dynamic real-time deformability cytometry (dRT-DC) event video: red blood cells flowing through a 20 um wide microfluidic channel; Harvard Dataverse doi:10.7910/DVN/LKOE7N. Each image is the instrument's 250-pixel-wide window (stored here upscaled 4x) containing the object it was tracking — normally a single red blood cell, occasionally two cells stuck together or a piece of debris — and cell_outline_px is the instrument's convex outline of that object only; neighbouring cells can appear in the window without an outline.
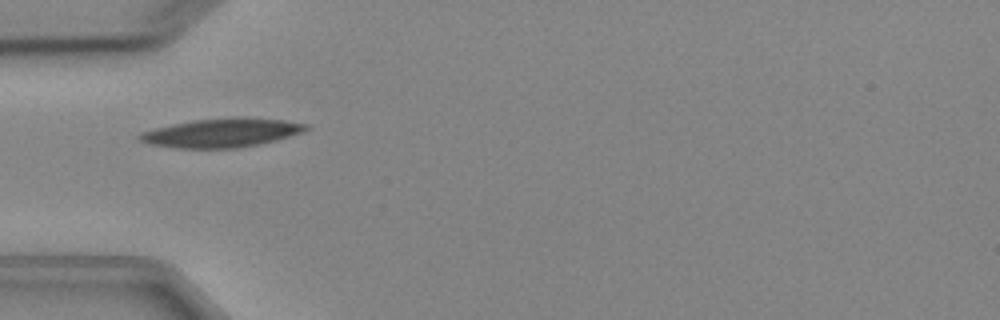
{"species": "Egyptian fruit bat (a non-hibernating species)", "species_latin": "Rousettus aegyptiacus", "temperature_condition": "cold", "stored_images_in_passage": 4, "camera_frame_rate_fps": 3000, "um_per_image_px": 0.085, "animal": {"sex": "female"}, "frame": {"image": 1, "passage_image": 2, "time_ms": 1.0, "image_size_px": [1000, 320], "cell_outline_px": [[312, 128], [304, 132], [276, 140], [260, 144], [236, 148], [176, 148], [148, 144], [140, 140], [136, 136], [140, 132], [172, 124], [196, 120], [236, 116], [244, 116], [284, 120], [308, 124]], "centroid_in_image_um": [18.89, 11.28], "position_along_channel_um": 66.1, "area_um2": 28.32}}